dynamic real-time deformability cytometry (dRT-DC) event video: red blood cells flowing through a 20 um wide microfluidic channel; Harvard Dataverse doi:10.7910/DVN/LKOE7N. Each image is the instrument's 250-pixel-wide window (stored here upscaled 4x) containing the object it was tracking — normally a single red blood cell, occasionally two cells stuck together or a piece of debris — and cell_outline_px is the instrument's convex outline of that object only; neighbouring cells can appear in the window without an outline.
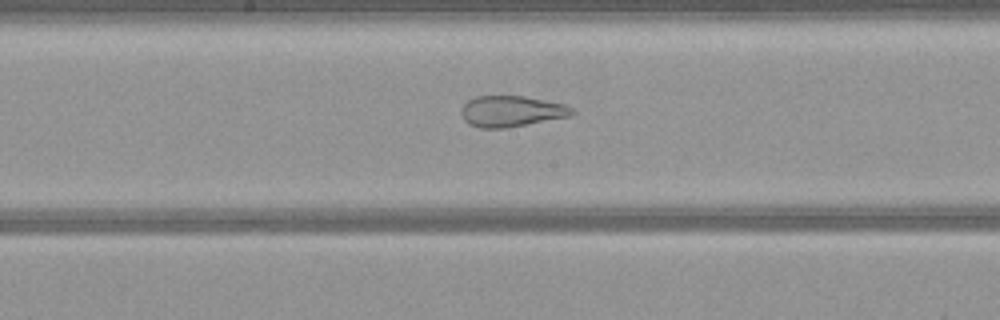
{"species": "common noctule bat (a hibernating species)", "species_latin": "Nyctalus noctula", "temperature_condition": "warm", "stored_images_in_passage": 52, "camera_frame_rate_fps": 3000, "um_per_image_px": 0.085, "animal": {"sex": "female", "body_mass_g": 21.9}, "frame": {"image": 1, "passage_image": 27, "time_ms": 8.667, "image_size_px": [1000, 320], "cell_outline_px": [[576, 112], [572, 116], [504, 128], [480, 128], [468, 124], [464, 120], [460, 112], [460, 108], [468, 100], [476, 96], [524, 96], [564, 104], [572, 108]], "centroid_in_image_um": [43.45, 9.46], "position_along_channel_um": 204.8, "area_um2": 20.06}}
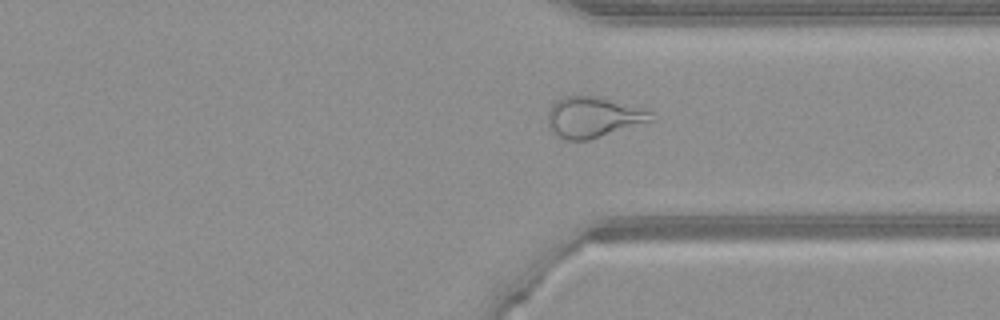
{"frame": {"image": 2, "passage_image": 39, "time_ms": 12.667, "image_size_px": [1000, 320], "cell_outline_px": [[656, 120], [588, 140], [564, 140], [552, 132], [548, 124], [548, 112], [552, 104], [556, 100], [564, 96], [600, 96], [652, 112]], "centroid_in_image_um": [50.42, 9.96], "position_along_channel_um": 361.0, "area_um2": 24.51}}
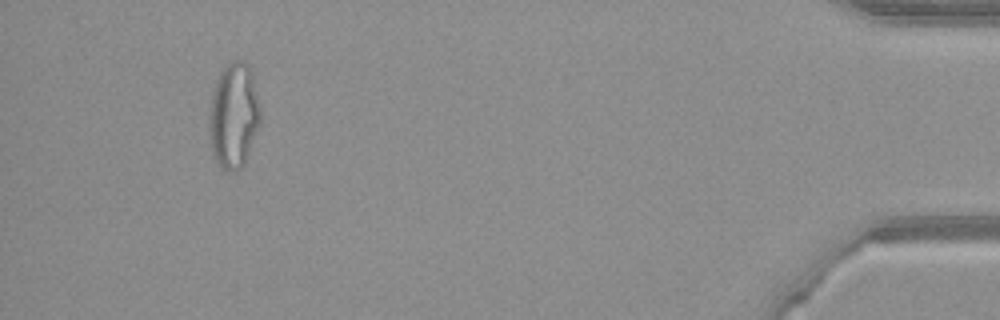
{"frame": {"image": 3, "passage_image": 49, "time_ms": 16.0, "image_size_px": [1000, 320], "cell_outline_px": [[260, 124], [244, 164], [236, 172], [228, 172], [220, 168], [212, 152], [208, 132], [208, 116], [212, 92], [216, 80], [224, 68], [232, 60], [244, 60], [252, 64], [260, 104]], "centroid_in_image_um": [19.88, 9.79], "position_along_channel_um": 415.3, "area_um2": 32.37}}